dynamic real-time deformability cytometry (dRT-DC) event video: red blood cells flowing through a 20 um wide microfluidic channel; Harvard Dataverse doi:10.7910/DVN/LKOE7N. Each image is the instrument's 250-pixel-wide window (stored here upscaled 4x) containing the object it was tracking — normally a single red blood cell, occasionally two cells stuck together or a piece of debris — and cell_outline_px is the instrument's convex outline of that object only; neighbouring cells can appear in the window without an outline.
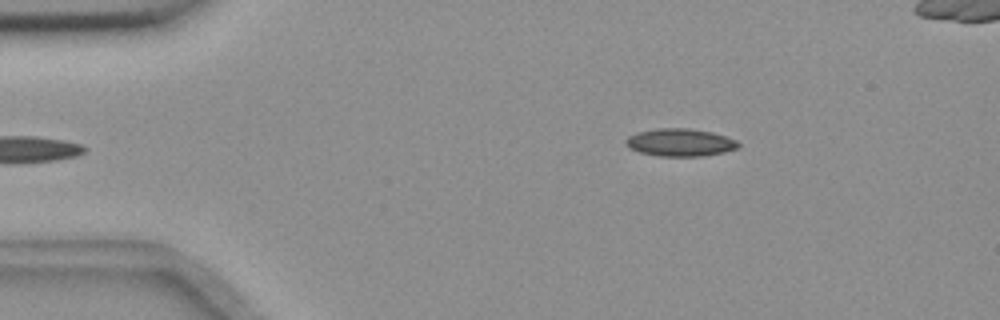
{"species": "common noctule bat (a hibernating species)", "species_latin": "Nyctalus noctula", "temperature_condition": "room temperature", "stored_images_in_passage": 5, "camera_frame_rate_fps": 3000, "um_per_image_px": 0.085, "animal": {"sex": "female", "body_mass_g": 18.4}, "frame": {"image": 1, "passage_image": 5, "time_ms": 1.333, "image_size_px": [1000, 320], "cell_outline_px": [[740, 144], [736, 148], [724, 152], [704, 156], [660, 156], [640, 152], [628, 148], [624, 144], [624, 140], [628, 136], [636, 132], [656, 128], [688, 128], [712, 132], [736, 140]], "centroid_in_image_um": [57.75, 12.1], "position_along_channel_um": 27.2, "area_um2": 18.21}}